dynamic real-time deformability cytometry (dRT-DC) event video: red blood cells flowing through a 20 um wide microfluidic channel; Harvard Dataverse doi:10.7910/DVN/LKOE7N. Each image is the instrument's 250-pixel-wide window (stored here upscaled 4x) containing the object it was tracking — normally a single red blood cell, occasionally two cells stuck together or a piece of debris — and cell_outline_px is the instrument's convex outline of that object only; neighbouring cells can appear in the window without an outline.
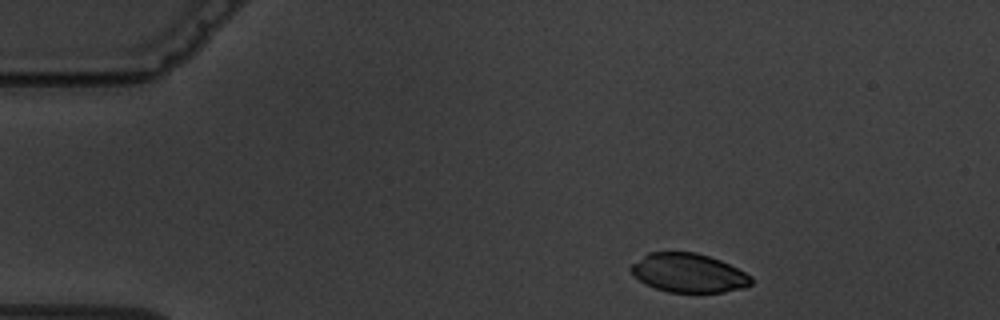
{"species": "common noctule bat (a hibernating species)", "species_latin": "Nyctalus noctula", "temperature_condition": "warm", "stored_images_in_passage": 3, "camera_frame_rate_fps": 3000, "um_per_image_px": 0.085, "animal": {"sex": "male", "body_mass_g": 19.5, "forearm_length_mm": 54.6}, "frame": {"image": 1, "passage_image": 1, "time_ms": 0.0, "image_size_px": [1000, 320], "cell_outline_px": [[752, 284], [744, 288], [724, 292], [668, 292], [656, 288], [640, 280], [628, 268], [632, 264], [648, 252], [696, 252], [720, 260], [752, 276]], "centroid_in_image_um": [58.54, 23.2], "position_along_channel_um": 26.5, "area_um2": 27.05}}